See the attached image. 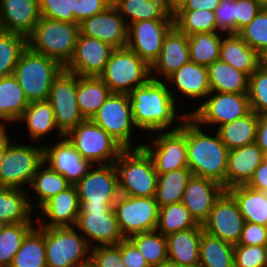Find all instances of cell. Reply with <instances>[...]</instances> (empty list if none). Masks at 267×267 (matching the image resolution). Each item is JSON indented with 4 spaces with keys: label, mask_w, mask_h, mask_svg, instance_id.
<instances>
[{
    "label": "cell",
    "mask_w": 267,
    "mask_h": 267,
    "mask_svg": "<svg viewBox=\"0 0 267 267\" xmlns=\"http://www.w3.org/2000/svg\"><path fill=\"white\" fill-rule=\"evenodd\" d=\"M174 92L165 80L150 78L144 85L129 93L133 122L138 131L140 129L154 134L181 127L189 113L178 115L179 107H176L177 96ZM176 120H180L179 126L175 124Z\"/></svg>",
    "instance_id": "1"
},
{
    "label": "cell",
    "mask_w": 267,
    "mask_h": 267,
    "mask_svg": "<svg viewBox=\"0 0 267 267\" xmlns=\"http://www.w3.org/2000/svg\"><path fill=\"white\" fill-rule=\"evenodd\" d=\"M190 116L186 118L187 164L192 174L222 185L226 190L229 149L218 132L212 136Z\"/></svg>",
    "instance_id": "2"
},
{
    "label": "cell",
    "mask_w": 267,
    "mask_h": 267,
    "mask_svg": "<svg viewBox=\"0 0 267 267\" xmlns=\"http://www.w3.org/2000/svg\"><path fill=\"white\" fill-rule=\"evenodd\" d=\"M124 149L113 162L117 173L119 194L133 197H154L158 174L152 157L142 147Z\"/></svg>",
    "instance_id": "3"
},
{
    "label": "cell",
    "mask_w": 267,
    "mask_h": 267,
    "mask_svg": "<svg viewBox=\"0 0 267 267\" xmlns=\"http://www.w3.org/2000/svg\"><path fill=\"white\" fill-rule=\"evenodd\" d=\"M79 34L78 23L41 16L27 37V45L32 51L56 60L65 68L74 55Z\"/></svg>",
    "instance_id": "4"
},
{
    "label": "cell",
    "mask_w": 267,
    "mask_h": 267,
    "mask_svg": "<svg viewBox=\"0 0 267 267\" xmlns=\"http://www.w3.org/2000/svg\"><path fill=\"white\" fill-rule=\"evenodd\" d=\"M64 67L56 60L32 51L22 52L13 75L29 102L48 100L55 78Z\"/></svg>",
    "instance_id": "5"
},
{
    "label": "cell",
    "mask_w": 267,
    "mask_h": 267,
    "mask_svg": "<svg viewBox=\"0 0 267 267\" xmlns=\"http://www.w3.org/2000/svg\"><path fill=\"white\" fill-rule=\"evenodd\" d=\"M99 78L112 93L129 94L151 78V67L129 48H115Z\"/></svg>",
    "instance_id": "6"
},
{
    "label": "cell",
    "mask_w": 267,
    "mask_h": 267,
    "mask_svg": "<svg viewBox=\"0 0 267 267\" xmlns=\"http://www.w3.org/2000/svg\"><path fill=\"white\" fill-rule=\"evenodd\" d=\"M82 158L93 165L113 164L124 148L91 119H85L65 135Z\"/></svg>",
    "instance_id": "7"
},
{
    "label": "cell",
    "mask_w": 267,
    "mask_h": 267,
    "mask_svg": "<svg viewBox=\"0 0 267 267\" xmlns=\"http://www.w3.org/2000/svg\"><path fill=\"white\" fill-rule=\"evenodd\" d=\"M47 267H70L90 262L91 247L75 227H45Z\"/></svg>",
    "instance_id": "8"
},
{
    "label": "cell",
    "mask_w": 267,
    "mask_h": 267,
    "mask_svg": "<svg viewBox=\"0 0 267 267\" xmlns=\"http://www.w3.org/2000/svg\"><path fill=\"white\" fill-rule=\"evenodd\" d=\"M197 106L189 116L205 128L215 125L216 130L251 111L248 93L211 91Z\"/></svg>",
    "instance_id": "9"
},
{
    "label": "cell",
    "mask_w": 267,
    "mask_h": 267,
    "mask_svg": "<svg viewBox=\"0 0 267 267\" xmlns=\"http://www.w3.org/2000/svg\"><path fill=\"white\" fill-rule=\"evenodd\" d=\"M113 207L80 204L75 228L83 234L91 248L99 245H117L125 239Z\"/></svg>",
    "instance_id": "10"
},
{
    "label": "cell",
    "mask_w": 267,
    "mask_h": 267,
    "mask_svg": "<svg viewBox=\"0 0 267 267\" xmlns=\"http://www.w3.org/2000/svg\"><path fill=\"white\" fill-rule=\"evenodd\" d=\"M25 145L16 141L8 146L0 166V187L23 188L30 185L43 163V146Z\"/></svg>",
    "instance_id": "11"
},
{
    "label": "cell",
    "mask_w": 267,
    "mask_h": 267,
    "mask_svg": "<svg viewBox=\"0 0 267 267\" xmlns=\"http://www.w3.org/2000/svg\"><path fill=\"white\" fill-rule=\"evenodd\" d=\"M113 208L124 238L157 228L160 207L154 197L119 194Z\"/></svg>",
    "instance_id": "12"
},
{
    "label": "cell",
    "mask_w": 267,
    "mask_h": 267,
    "mask_svg": "<svg viewBox=\"0 0 267 267\" xmlns=\"http://www.w3.org/2000/svg\"><path fill=\"white\" fill-rule=\"evenodd\" d=\"M91 120L103 128L124 149H134V125L129 94L111 93ZM132 143V144H131Z\"/></svg>",
    "instance_id": "13"
},
{
    "label": "cell",
    "mask_w": 267,
    "mask_h": 267,
    "mask_svg": "<svg viewBox=\"0 0 267 267\" xmlns=\"http://www.w3.org/2000/svg\"><path fill=\"white\" fill-rule=\"evenodd\" d=\"M154 136L149 145L145 143L142 147L152 157L157 174L188 168L186 119L180 128L155 132Z\"/></svg>",
    "instance_id": "14"
},
{
    "label": "cell",
    "mask_w": 267,
    "mask_h": 267,
    "mask_svg": "<svg viewBox=\"0 0 267 267\" xmlns=\"http://www.w3.org/2000/svg\"><path fill=\"white\" fill-rule=\"evenodd\" d=\"M77 84L78 75L64 68L50 89L48 101L53 108L57 127L64 135L85 120L77 104Z\"/></svg>",
    "instance_id": "15"
},
{
    "label": "cell",
    "mask_w": 267,
    "mask_h": 267,
    "mask_svg": "<svg viewBox=\"0 0 267 267\" xmlns=\"http://www.w3.org/2000/svg\"><path fill=\"white\" fill-rule=\"evenodd\" d=\"M75 186L79 204L114 206L119 196L117 173L113 164L93 165Z\"/></svg>",
    "instance_id": "16"
},
{
    "label": "cell",
    "mask_w": 267,
    "mask_h": 267,
    "mask_svg": "<svg viewBox=\"0 0 267 267\" xmlns=\"http://www.w3.org/2000/svg\"><path fill=\"white\" fill-rule=\"evenodd\" d=\"M174 26L173 19L140 20L128 25L126 47L150 67L158 59L165 35Z\"/></svg>",
    "instance_id": "17"
},
{
    "label": "cell",
    "mask_w": 267,
    "mask_h": 267,
    "mask_svg": "<svg viewBox=\"0 0 267 267\" xmlns=\"http://www.w3.org/2000/svg\"><path fill=\"white\" fill-rule=\"evenodd\" d=\"M245 220L235 199L225 191L215 202L207 220L202 224L203 231L219 237L232 245H237Z\"/></svg>",
    "instance_id": "18"
},
{
    "label": "cell",
    "mask_w": 267,
    "mask_h": 267,
    "mask_svg": "<svg viewBox=\"0 0 267 267\" xmlns=\"http://www.w3.org/2000/svg\"><path fill=\"white\" fill-rule=\"evenodd\" d=\"M58 141L51 146H43V162L63 175L71 185H75L88 173L93 164L82 158L66 136Z\"/></svg>",
    "instance_id": "19"
},
{
    "label": "cell",
    "mask_w": 267,
    "mask_h": 267,
    "mask_svg": "<svg viewBox=\"0 0 267 267\" xmlns=\"http://www.w3.org/2000/svg\"><path fill=\"white\" fill-rule=\"evenodd\" d=\"M114 49L97 38L79 34L74 55L65 69L78 76L99 77Z\"/></svg>",
    "instance_id": "20"
},
{
    "label": "cell",
    "mask_w": 267,
    "mask_h": 267,
    "mask_svg": "<svg viewBox=\"0 0 267 267\" xmlns=\"http://www.w3.org/2000/svg\"><path fill=\"white\" fill-rule=\"evenodd\" d=\"M79 26L81 35L97 38L114 48H124L127 45L128 25L113 4L86 18Z\"/></svg>",
    "instance_id": "21"
},
{
    "label": "cell",
    "mask_w": 267,
    "mask_h": 267,
    "mask_svg": "<svg viewBox=\"0 0 267 267\" xmlns=\"http://www.w3.org/2000/svg\"><path fill=\"white\" fill-rule=\"evenodd\" d=\"M225 191V188L216 181L192 175L181 202L191 212L195 221L202 225L207 220L215 202Z\"/></svg>",
    "instance_id": "22"
},
{
    "label": "cell",
    "mask_w": 267,
    "mask_h": 267,
    "mask_svg": "<svg viewBox=\"0 0 267 267\" xmlns=\"http://www.w3.org/2000/svg\"><path fill=\"white\" fill-rule=\"evenodd\" d=\"M79 199L75 185L50 198L38 210L35 225L40 227H75L79 214ZM42 215L43 222L42 221ZM41 216V217H40ZM41 219V220H40ZM45 219V220H44ZM48 221V222H47Z\"/></svg>",
    "instance_id": "23"
},
{
    "label": "cell",
    "mask_w": 267,
    "mask_h": 267,
    "mask_svg": "<svg viewBox=\"0 0 267 267\" xmlns=\"http://www.w3.org/2000/svg\"><path fill=\"white\" fill-rule=\"evenodd\" d=\"M39 0H0V30L28 37L40 20Z\"/></svg>",
    "instance_id": "24"
},
{
    "label": "cell",
    "mask_w": 267,
    "mask_h": 267,
    "mask_svg": "<svg viewBox=\"0 0 267 267\" xmlns=\"http://www.w3.org/2000/svg\"><path fill=\"white\" fill-rule=\"evenodd\" d=\"M189 61L188 36L173 26L164 37L158 59L151 66V78L165 80Z\"/></svg>",
    "instance_id": "25"
},
{
    "label": "cell",
    "mask_w": 267,
    "mask_h": 267,
    "mask_svg": "<svg viewBox=\"0 0 267 267\" xmlns=\"http://www.w3.org/2000/svg\"><path fill=\"white\" fill-rule=\"evenodd\" d=\"M264 157L265 154L256 143L229 150L226 190L235 186L247 185Z\"/></svg>",
    "instance_id": "26"
},
{
    "label": "cell",
    "mask_w": 267,
    "mask_h": 267,
    "mask_svg": "<svg viewBox=\"0 0 267 267\" xmlns=\"http://www.w3.org/2000/svg\"><path fill=\"white\" fill-rule=\"evenodd\" d=\"M167 86L177 88L182 97L198 100L207 97L211 92L208 68L192 61L185 63L165 79ZM170 83V84H168Z\"/></svg>",
    "instance_id": "27"
},
{
    "label": "cell",
    "mask_w": 267,
    "mask_h": 267,
    "mask_svg": "<svg viewBox=\"0 0 267 267\" xmlns=\"http://www.w3.org/2000/svg\"><path fill=\"white\" fill-rule=\"evenodd\" d=\"M202 225L166 236L168 260L180 267H199Z\"/></svg>",
    "instance_id": "28"
},
{
    "label": "cell",
    "mask_w": 267,
    "mask_h": 267,
    "mask_svg": "<svg viewBox=\"0 0 267 267\" xmlns=\"http://www.w3.org/2000/svg\"><path fill=\"white\" fill-rule=\"evenodd\" d=\"M219 60L249 76L262 64V56L237 34H223Z\"/></svg>",
    "instance_id": "29"
},
{
    "label": "cell",
    "mask_w": 267,
    "mask_h": 267,
    "mask_svg": "<svg viewBox=\"0 0 267 267\" xmlns=\"http://www.w3.org/2000/svg\"><path fill=\"white\" fill-rule=\"evenodd\" d=\"M27 191L25 188L0 187V222L3 225L33 222L32 212L35 211Z\"/></svg>",
    "instance_id": "30"
},
{
    "label": "cell",
    "mask_w": 267,
    "mask_h": 267,
    "mask_svg": "<svg viewBox=\"0 0 267 267\" xmlns=\"http://www.w3.org/2000/svg\"><path fill=\"white\" fill-rule=\"evenodd\" d=\"M112 4L127 25L140 20L175 19L168 0H112Z\"/></svg>",
    "instance_id": "31"
},
{
    "label": "cell",
    "mask_w": 267,
    "mask_h": 267,
    "mask_svg": "<svg viewBox=\"0 0 267 267\" xmlns=\"http://www.w3.org/2000/svg\"><path fill=\"white\" fill-rule=\"evenodd\" d=\"M24 122L29 139L34 143L45 135L58 131L57 137L65 136L57 127L53 108L48 100L29 102L18 123ZM53 130V132H52Z\"/></svg>",
    "instance_id": "32"
},
{
    "label": "cell",
    "mask_w": 267,
    "mask_h": 267,
    "mask_svg": "<svg viewBox=\"0 0 267 267\" xmlns=\"http://www.w3.org/2000/svg\"><path fill=\"white\" fill-rule=\"evenodd\" d=\"M28 104L13 74L0 78V127H6V123L12 122L18 124Z\"/></svg>",
    "instance_id": "33"
},
{
    "label": "cell",
    "mask_w": 267,
    "mask_h": 267,
    "mask_svg": "<svg viewBox=\"0 0 267 267\" xmlns=\"http://www.w3.org/2000/svg\"><path fill=\"white\" fill-rule=\"evenodd\" d=\"M109 87L97 76H78L77 104L85 119H91L111 94Z\"/></svg>",
    "instance_id": "34"
},
{
    "label": "cell",
    "mask_w": 267,
    "mask_h": 267,
    "mask_svg": "<svg viewBox=\"0 0 267 267\" xmlns=\"http://www.w3.org/2000/svg\"><path fill=\"white\" fill-rule=\"evenodd\" d=\"M207 68L211 91L248 93V74L221 60H216Z\"/></svg>",
    "instance_id": "35"
},
{
    "label": "cell",
    "mask_w": 267,
    "mask_h": 267,
    "mask_svg": "<svg viewBox=\"0 0 267 267\" xmlns=\"http://www.w3.org/2000/svg\"><path fill=\"white\" fill-rule=\"evenodd\" d=\"M226 191L237 202L245 222L267 226V199L263 191L247 185L235 186Z\"/></svg>",
    "instance_id": "36"
},
{
    "label": "cell",
    "mask_w": 267,
    "mask_h": 267,
    "mask_svg": "<svg viewBox=\"0 0 267 267\" xmlns=\"http://www.w3.org/2000/svg\"><path fill=\"white\" fill-rule=\"evenodd\" d=\"M259 114L251 110L245 116L220 126L218 132L221 141L231 150L255 143Z\"/></svg>",
    "instance_id": "37"
},
{
    "label": "cell",
    "mask_w": 267,
    "mask_h": 267,
    "mask_svg": "<svg viewBox=\"0 0 267 267\" xmlns=\"http://www.w3.org/2000/svg\"><path fill=\"white\" fill-rule=\"evenodd\" d=\"M10 267H47L45 227L37 225L26 235Z\"/></svg>",
    "instance_id": "38"
},
{
    "label": "cell",
    "mask_w": 267,
    "mask_h": 267,
    "mask_svg": "<svg viewBox=\"0 0 267 267\" xmlns=\"http://www.w3.org/2000/svg\"><path fill=\"white\" fill-rule=\"evenodd\" d=\"M199 267H234V245L203 231Z\"/></svg>",
    "instance_id": "39"
},
{
    "label": "cell",
    "mask_w": 267,
    "mask_h": 267,
    "mask_svg": "<svg viewBox=\"0 0 267 267\" xmlns=\"http://www.w3.org/2000/svg\"><path fill=\"white\" fill-rule=\"evenodd\" d=\"M71 184L67 179L52 170L44 162L38 167L29 188L37 195V204H32V209H39L45 202H47L53 196L65 191Z\"/></svg>",
    "instance_id": "40"
},
{
    "label": "cell",
    "mask_w": 267,
    "mask_h": 267,
    "mask_svg": "<svg viewBox=\"0 0 267 267\" xmlns=\"http://www.w3.org/2000/svg\"><path fill=\"white\" fill-rule=\"evenodd\" d=\"M189 168L173 170L165 174H158L155 200L159 207L181 202L184 190L192 177Z\"/></svg>",
    "instance_id": "41"
},
{
    "label": "cell",
    "mask_w": 267,
    "mask_h": 267,
    "mask_svg": "<svg viewBox=\"0 0 267 267\" xmlns=\"http://www.w3.org/2000/svg\"><path fill=\"white\" fill-rule=\"evenodd\" d=\"M222 34L224 33L201 32L188 36L190 61L208 67L216 60H219Z\"/></svg>",
    "instance_id": "42"
},
{
    "label": "cell",
    "mask_w": 267,
    "mask_h": 267,
    "mask_svg": "<svg viewBox=\"0 0 267 267\" xmlns=\"http://www.w3.org/2000/svg\"><path fill=\"white\" fill-rule=\"evenodd\" d=\"M197 226L199 224L182 202L167 204L159 209V220L156 230L164 236Z\"/></svg>",
    "instance_id": "43"
},
{
    "label": "cell",
    "mask_w": 267,
    "mask_h": 267,
    "mask_svg": "<svg viewBox=\"0 0 267 267\" xmlns=\"http://www.w3.org/2000/svg\"><path fill=\"white\" fill-rule=\"evenodd\" d=\"M33 222L3 225L0 231V267H10L26 235L35 227Z\"/></svg>",
    "instance_id": "44"
},
{
    "label": "cell",
    "mask_w": 267,
    "mask_h": 267,
    "mask_svg": "<svg viewBox=\"0 0 267 267\" xmlns=\"http://www.w3.org/2000/svg\"><path fill=\"white\" fill-rule=\"evenodd\" d=\"M151 266L168 260L167 238L157 230L135 234L128 238Z\"/></svg>",
    "instance_id": "45"
},
{
    "label": "cell",
    "mask_w": 267,
    "mask_h": 267,
    "mask_svg": "<svg viewBox=\"0 0 267 267\" xmlns=\"http://www.w3.org/2000/svg\"><path fill=\"white\" fill-rule=\"evenodd\" d=\"M174 26L187 36L201 32H220L215 12L210 10H181L175 15Z\"/></svg>",
    "instance_id": "46"
},
{
    "label": "cell",
    "mask_w": 267,
    "mask_h": 267,
    "mask_svg": "<svg viewBox=\"0 0 267 267\" xmlns=\"http://www.w3.org/2000/svg\"><path fill=\"white\" fill-rule=\"evenodd\" d=\"M27 37L0 30V78L14 73L15 66L27 48Z\"/></svg>",
    "instance_id": "47"
},
{
    "label": "cell",
    "mask_w": 267,
    "mask_h": 267,
    "mask_svg": "<svg viewBox=\"0 0 267 267\" xmlns=\"http://www.w3.org/2000/svg\"><path fill=\"white\" fill-rule=\"evenodd\" d=\"M237 34L263 57L267 53V7L263 6L254 19Z\"/></svg>",
    "instance_id": "48"
},
{
    "label": "cell",
    "mask_w": 267,
    "mask_h": 267,
    "mask_svg": "<svg viewBox=\"0 0 267 267\" xmlns=\"http://www.w3.org/2000/svg\"><path fill=\"white\" fill-rule=\"evenodd\" d=\"M248 97L251 110L267 113V68L262 64L249 76Z\"/></svg>",
    "instance_id": "49"
},
{
    "label": "cell",
    "mask_w": 267,
    "mask_h": 267,
    "mask_svg": "<svg viewBox=\"0 0 267 267\" xmlns=\"http://www.w3.org/2000/svg\"><path fill=\"white\" fill-rule=\"evenodd\" d=\"M234 267H267V245H234Z\"/></svg>",
    "instance_id": "50"
},
{
    "label": "cell",
    "mask_w": 267,
    "mask_h": 267,
    "mask_svg": "<svg viewBox=\"0 0 267 267\" xmlns=\"http://www.w3.org/2000/svg\"><path fill=\"white\" fill-rule=\"evenodd\" d=\"M90 262L94 267H127L121 259V242L92 247Z\"/></svg>",
    "instance_id": "51"
},
{
    "label": "cell",
    "mask_w": 267,
    "mask_h": 267,
    "mask_svg": "<svg viewBox=\"0 0 267 267\" xmlns=\"http://www.w3.org/2000/svg\"><path fill=\"white\" fill-rule=\"evenodd\" d=\"M39 10L42 17L75 23L73 11H70V0H39Z\"/></svg>",
    "instance_id": "52"
},
{
    "label": "cell",
    "mask_w": 267,
    "mask_h": 267,
    "mask_svg": "<svg viewBox=\"0 0 267 267\" xmlns=\"http://www.w3.org/2000/svg\"><path fill=\"white\" fill-rule=\"evenodd\" d=\"M112 0H70V11H73L75 23L80 24L108 8Z\"/></svg>",
    "instance_id": "53"
},
{
    "label": "cell",
    "mask_w": 267,
    "mask_h": 267,
    "mask_svg": "<svg viewBox=\"0 0 267 267\" xmlns=\"http://www.w3.org/2000/svg\"><path fill=\"white\" fill-rule=\"evenodd\" d=\"M236 0H221L215 9L217 29L225 34L235 33Z\"/></svg>",
    "instance_id": "54"
},
{
    "label": "cell",
    "mask_w": 267,
    "mask_h": 267,
    "mask_svg": "<svg viewBox=\"0 0 267 267\" xmlns=\"http://www.w3.org/2000/svg\"><path fill=\"white\" fill-rule=\"evenodd\" d=\"M262 8L258 0H236L235 33L247 26Z\"/></svg>",
    "instance_id": "55"
},
{
    "label": "cell",
    "mask_w": 267,
    "mask_h": 267,
    "mask_svg": "<svg viewBox=\"0 0 267 267\" xmlns=\"http://www.w3.org/2000/svg\"><path fill=\"white\" fill-rule=\"evenodd\" d=\"M237 245H267V226L245 222Z\"/></svg>",
    "instance_id": "56"
},
{
    "label": "cell",
    "mask_w": 267,
    "mask_h": 267,
    "mask_svg": "<svg viewBox=\"0 0 267 267\" xmlns=\"http://www.w3.org/2000/svg\"><path fill=\"white\" fill-rule=\"evenodd\" d=\"M121 259L127 267H150L144 256L128 238L121 241Z\"/></svg>",
    "instance_id": "57"
},
{
    "label": "cell",
    "mask_w": 267,
    "mask_h": 267,
    "mask_svg": "<svg viewBox=\"0 0 267 267\" xmlns=\"http://www.w3.org/2000/svg\"><path fill=\"white\" fill-rule=\"evenodd\" d=\"M247 186L259 191H267V154L263 162L255 169L253 177Z\"/></svg>",
    "instance_id": "58"
},
{
    "label": "cell",
    "mask_w": 267,
    "mask_h": 267,
    "mask_svg": "<svg viewBox=\"0 0 267 267\" xmlns=\"http://www.w3.org/2000/svg\"><path fill=\"white\" fill-rule=\"evenodd\" d=\"M255 143L261 148L263 153L267 154V113L259 114V123Z\"/></svg>",
    "instance_id": "59"
},
{
    "label": "cell",
    "mask_w": 267,
    "mask_h": 267,
    "mask_svg": "<svg viewBox=\"0 0 267 267\" xmlns=\"http://www.w3.org/2000/svg\"><path fill=\"white\" fill-rule=\"evenodd\" d=\"M221 0H189L183 10H210L214 11L220 5Z\"/></svg>",
    "instance_id": "60"
},
{
    "label": "cell",
    "mask_w": 267,
    "mask_h": 267,
    "mask_svg": "<svg viewBox=\"0 0 267 267\" xmlns=\"http://www.w3.org/2000/svg\"><path fill=\"white\" fill-rule=\"evenodd\" d=\"M7 126L0 127V166L2 161L4 160L5 154L7 152L8 146L14 142L11 141L9 134L7 133Z\"/></svg>",
    "instance_id": "61"
},
{
    "label": "cell",
    "mask_w": 267,
    "mask_h": 267,
    "mask_svg": "<svg viewBox=\"0 0 267 267\" xmlns=\"http://www.w3.org/2000/svg\"><path fill=\"white\" fill-rule=\"evenodd\" d=\"M188 1L189 0H168L171 11L174 15L183 10L186 7Z\"/></svg>",
    "instance_id": "62"
},
{
    "label": "cell",
    "mask_w": 267,
    "mask_h": 267,
    "mask_svg": "<svg viewBox=\"0 0 267 267\" xmlns=\"http://www.w3.org/2000/svg\"><path fill=\"white\" fill-rule=\"evenodd\" d=\"M151 267H180V266L167 260L166 262H163V263H160L158 265L151 266Z\"/></svg>",
    "instance_id": "63"
},
{
    "label": "cell",
    "mask_w": 267,
    "mask_h": 267,
    "mask_svg": "<svg viewBox=\"0 0 267 267\" xmlns=\"http://www.w3.org/2000/svg\"><path fill=\"white\" fill-rule=\"evenodd\" d=\"M262 65L267 68V53L262 57Z\"/></svg>",
    "instance_id": "64"
},
{
    "label": "cell",
    "mask_w": 267,
    "mask_h": 267,
    "mask_svg": "<svg viewBox=\"0 0 267 267\" xmlns=\"http://www.w3.org/2000/svg\"><path fill=\"white\" fill-rule=\"evenodd\" d=\"M263 6L267 7V0H258Z\"/></svg>",
    "instance_id": "65"
},
{
    "label": "cell",
    "mask_w": 267,
    "mask_h": 267,
    "mask_svg": "<svg viewBox=\"0 0 267 267\" xmlns=\"http://www.w3.org/2000/svg\"><path fill=\"white\" fill-rule=\"evenodd\" d=\"M82 267H94L91 262L87 263V264H82Z\"/></svg>",
    "instance_id": "66"
},
{
    "label": "cell",
    "mask_w": 267,
    "mask_h": 267,
    "mask_svg": "<svg viewBox=\"0 0 267 267\" xmlns=\"http://www.w3.org/2000/svg\"><path fill=\"white\" fill-rule=\"evenodd\" d=\"M70 267H82V264H77V265H73V266H70Z\"/></svg>",
    "instance_id": "67"
},
{
    "label": "cell",
    "mask_w": 267,
    "mask_h": 267,
    "mask_svg": "<svg viewBox=\"0 0 267 267\" xmlns=\"http://www.w3.org/2000/svg\"><path fill=\"white\" fill-rule=\"evenodd\" d=\"M2 226H3V224L0 222V231H1Z\"/></svg>",
    "instance_id": "68"
}]
</instances>
